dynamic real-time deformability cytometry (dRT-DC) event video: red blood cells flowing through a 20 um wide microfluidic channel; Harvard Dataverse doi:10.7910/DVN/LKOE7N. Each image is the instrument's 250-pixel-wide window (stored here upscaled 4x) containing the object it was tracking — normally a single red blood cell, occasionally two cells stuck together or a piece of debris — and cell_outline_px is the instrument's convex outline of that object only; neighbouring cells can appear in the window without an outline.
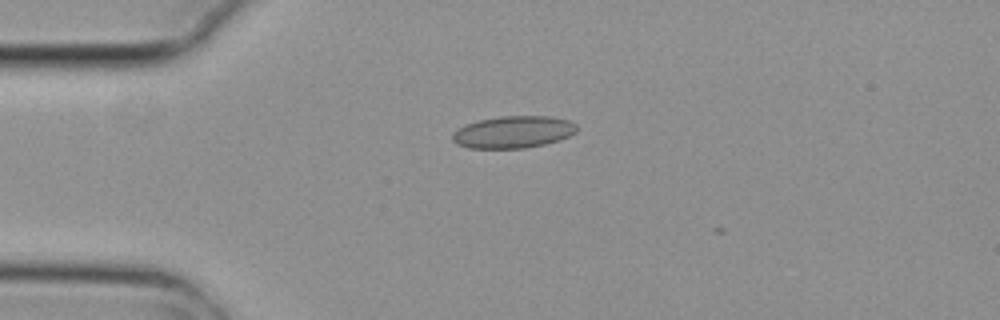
{"species": "common noctule bat (a hibernating species)", "species_latin": "Nyctalus noctula", "temperature_condition": "cold", "stored_images_in_passage": 1, "camera_frame_rate_fps": 3000, "um_per_image_px": 0.085, "animal": {"sex": "female", "body_mass_g": 29.2, "forearm_length_mm": 56.3}, "frame": {"image": 1, "passage_image": 1, "time_ms": 0.0, "image_size_px": [1000, 320], "cell_outline_px": [[576, 132], [560, 140], [544, 144], [524, 148], [468, 148], [456, 144], [452, 140], [452, 132], [456, 128], [464, 124], [480, 120], [500, 116], [548, 116], [568, 120], [576, 124]], "centroid_in_image_um": [43.58, 11.22], "position_along_channel_um": 41.4, "area_um2": 23.35}}